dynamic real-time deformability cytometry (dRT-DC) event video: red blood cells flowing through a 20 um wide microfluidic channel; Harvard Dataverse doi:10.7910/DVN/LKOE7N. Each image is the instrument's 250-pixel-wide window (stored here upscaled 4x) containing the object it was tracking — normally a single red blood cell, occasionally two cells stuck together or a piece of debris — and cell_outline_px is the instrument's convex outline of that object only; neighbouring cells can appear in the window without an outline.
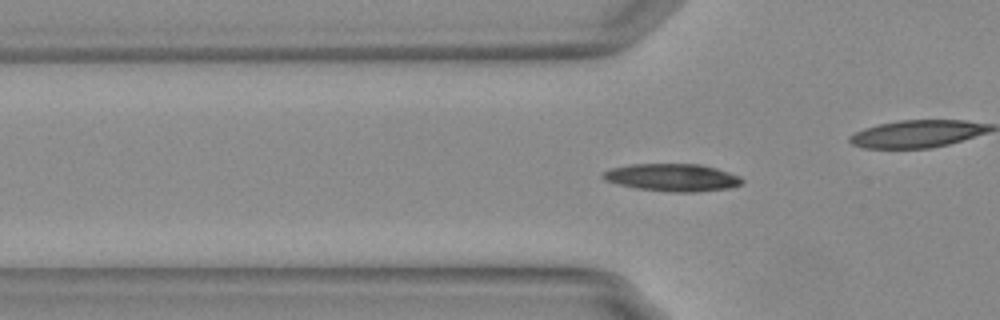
{"species": "Egyptian fruit bat (a non-hibernating species)", "species_latin": "Rousettus aegyptiacus", "temperature_condition": "warm", "stored_images_in_passage": 44, "camera_frame_rate_fps": 3000, "um_per_image_px": 0.085, "animal": {"sex": "female"}, "frame": {"image": 1, "passage_image": 7, "time_ms": 2.0, "image_size_px": [1000, 320], "cell_outline_px": [[744, 180], [740, 184], [728, 188], [692, 192], [672, 192], [636, 188], [604, 180], [600, 176], [604, 172], [612, 168], [628, 164], [700, 164], [716, 168], [740, 176]], "centroid_in_image_um": [57.13, 15.08], "position_along_channel_um": 68.7, "area_um2": 22.14}, "authors_computed_cell_mechanics": {"area_um2": 21.3282, "velocity_mm_per_s": 3.7399, "shape_relaxation_time_tau1_ms": 11.1742, "shape_relaxation_time_tau2_ms": null, "deformation_change_tau1": 0.1785, "deformation_change_tau2": null}}